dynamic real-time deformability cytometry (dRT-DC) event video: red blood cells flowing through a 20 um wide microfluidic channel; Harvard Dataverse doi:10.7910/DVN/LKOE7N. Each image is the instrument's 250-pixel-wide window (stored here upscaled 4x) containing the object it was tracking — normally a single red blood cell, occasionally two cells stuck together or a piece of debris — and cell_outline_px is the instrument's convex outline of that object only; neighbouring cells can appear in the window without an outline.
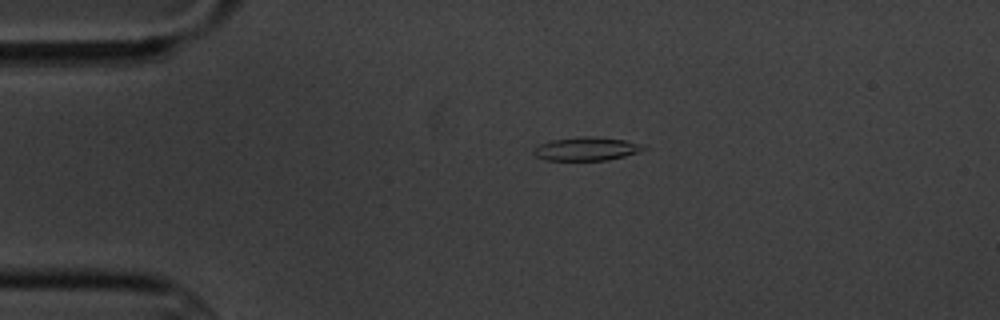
{"species": "common noctule bat (a hibernating species)", "species_latin": "Nyctalus noctula", "temperature_condition": "cold", "stored_images_in_passage": 12, "camera_frame_rate_fps": 3000, "um_per_image_px": 0.085, "animal": {"sex": "male", "body_mass_g": 20.1, "forearm_length_mm": 53.5}, "frame": {"image": 1, "passage_image": 4, "time_ms": 3.333, "image_size_px": [1000, 320], "cell_outline_px": [[648, 148], [624, 156], [608, 160], [548, 160], [536, 156], [532, 152], [532, 148], [540, 144], [552, 140], [584, 136], [588, 136], [624, 140], [644, 144]], "centroid_in_image_um": [49.84, 12.65], "position_along_channel_um": 35.2, "area_um2": 14.91}}
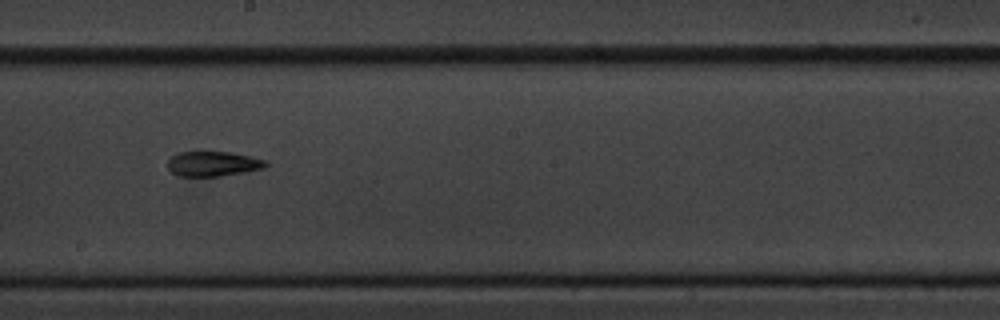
{"frame": {"image": 2, "passage_image": 9, "time_ms": 10.0, "image_size_px": [1000, 320], "cell_outline_px": [[268, 164], [264, 168], [244, 172], [220, 176], [180, 176], [172, 172], [168, 168], [168, 160], [172, 156], [180, 152], [232, 152], [252, 156], [268, 160]], "centroid_in_image_um": [18.15, 13.92], "position_along_channel_um": 230.0, "area_um2": 14.28}}
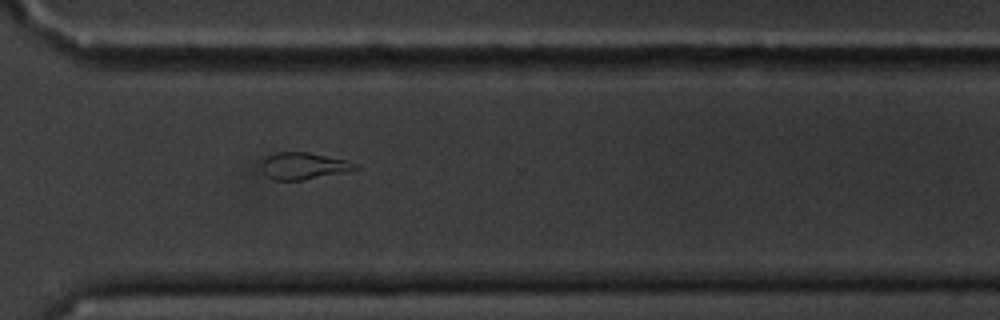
{"frame": {"image": 3, "passage_image": 12, "time_ms": 13.333, "image_size_px": [1000, 320], "cell_outline_px": [[360, 168], [300, 180], [272, 180], [260, 168], [260, 164], [268, 156], [276, 152], [308, 152], [348, 160]], "centroid_in_image_um": [25.74, 14.09], "position_along_channel_um": 344.9, "area_um2": 14.33}}